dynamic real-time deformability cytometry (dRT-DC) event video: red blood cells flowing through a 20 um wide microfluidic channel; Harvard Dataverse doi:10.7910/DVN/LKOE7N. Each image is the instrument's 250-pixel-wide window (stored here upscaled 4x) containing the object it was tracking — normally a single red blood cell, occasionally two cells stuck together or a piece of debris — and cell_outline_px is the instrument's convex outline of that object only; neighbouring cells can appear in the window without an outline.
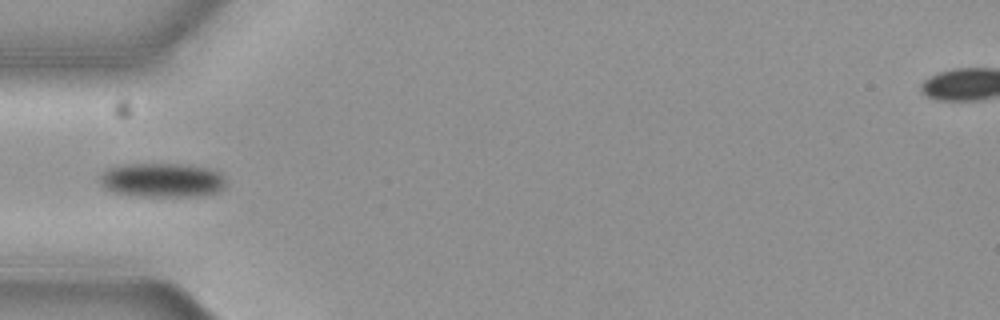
{"species": "common noctule bat (a hibernating species)", "species_latin": "Nyctalus noctula", "temperature_condition": "cold", "stored_images_in_passage": 23, "camera_frame_rate_fps": 3000, "um_per_image_px": 0.085, "animal": {"sex": "female", "body_mass_g": 19.3, "forearm_length_mm": 54.1}, "frame": {"image": 1, "passage_image": 1, "time_ms": 0.0, "image_size_px": [1000, 320], "cell_outline_px": [[224, 188], [220, 192], [204, 196], [136, 196], [112, 192], [104, 188], [100, 184], [100, 176], [108, 168], [120, 164], [176, 164], [204, 168], [220, 172], [224, 176]], "centroid_in_image_um": [13.76, 15.33], "position_along_channel_um": 71.2, "area_um2": 25.26}}
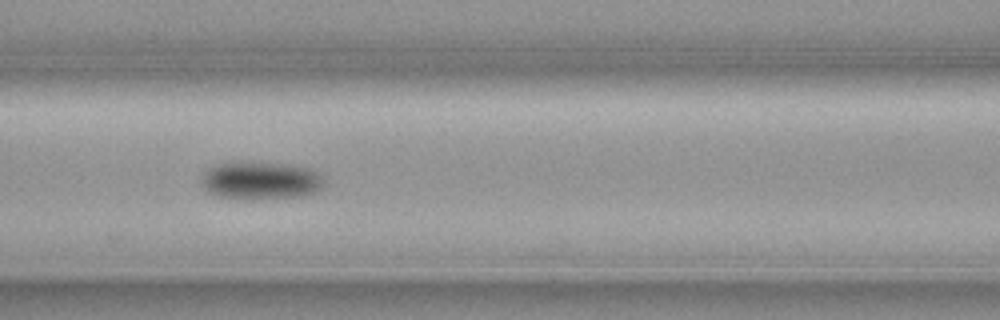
{"frame": {"image": 2, "passage_image": 7, "time_ms": 2.0, "image_size_px": [1000, 320], "cell_outline_px": [[324, 180], [320, 188], [312, 192], [300, 196], [260, 200], [232, 200], [216, 196], [208, 192], [200, 184], [200, 176], [208, 168], [216, 164], [228, 160], [244, 160], [292, 164], [312, 168]], "centroid_in_image_um": [22.04, 15.32], "position_along_channel_um": 144.6, "area_um2": 28.44}}
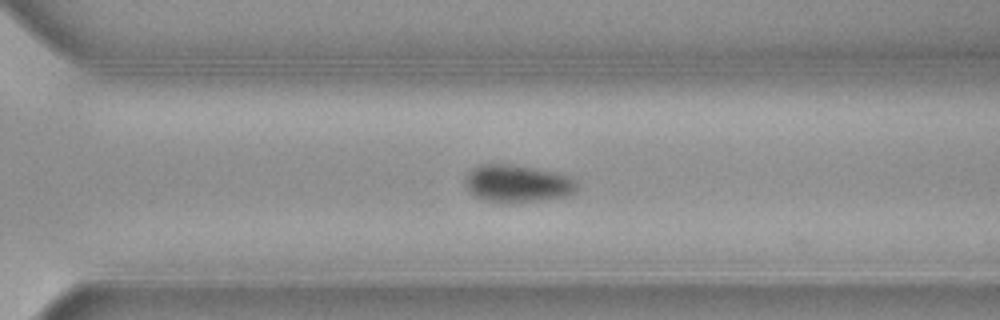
{"frame": {"image": 3, "passage_image": 22, "time_ms": 7.0, "image_size_px": [1000, 320], "cell_outline_px": [[576, 192], [568, 196], [548, 200], [512, 204], [500, 204], [480, 200], [468, 192], [464, 184], [464, 176], [472, 168], [480, 164], [508, 164], [556, 172], [572, 176], [576, 180]], "centroid_in_image_um": [43.94, 15.64], "position_along_channel_um": 326.7, "area_um2": 25.43}}